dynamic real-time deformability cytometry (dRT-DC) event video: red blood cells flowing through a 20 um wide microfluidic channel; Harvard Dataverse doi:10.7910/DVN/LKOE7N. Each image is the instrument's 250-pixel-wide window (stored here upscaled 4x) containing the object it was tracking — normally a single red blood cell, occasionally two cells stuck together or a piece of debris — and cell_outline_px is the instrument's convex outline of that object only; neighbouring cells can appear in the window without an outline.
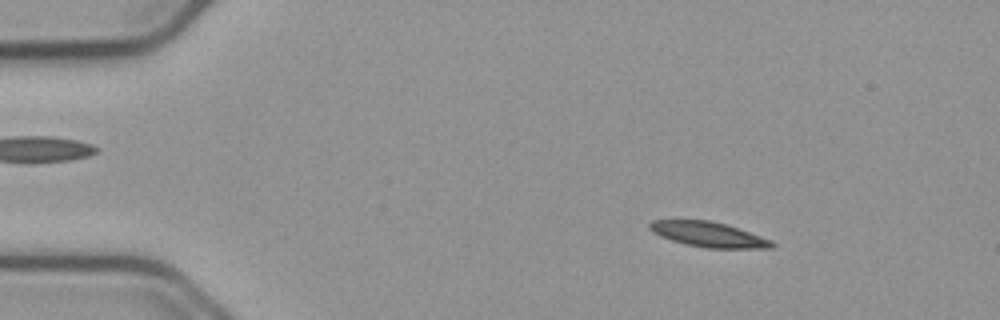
{"species": "common noctule bat (a hibernating species)", "species_latin": "Nyctalus noctula", "temperature_condition": "cold", "stored_images_in_passage": 55, "camera_frame_rate_fps": 3000, "um_per_image_px": 0.085, "animal": {"sex": "male", "body_mass_g": 23.1, "forearm_length_mm": 52.7}, "frame": {"image": 1, "passage_image": 8, "time_ms": 2.333, "image_size_px": [1000, 320], "cell_outline_px": [[776, 248], [704, 248], [684, 244], [660, 236], [652, 232], [648, 228], [648, 224], [652, 220], [708, 220], [724, 224], [772, 240], [776, 244]], "centroid_in_image_um": [60.2, 19.94], "position_along_channel_um": 24.8, "area_um2": 17.8}}
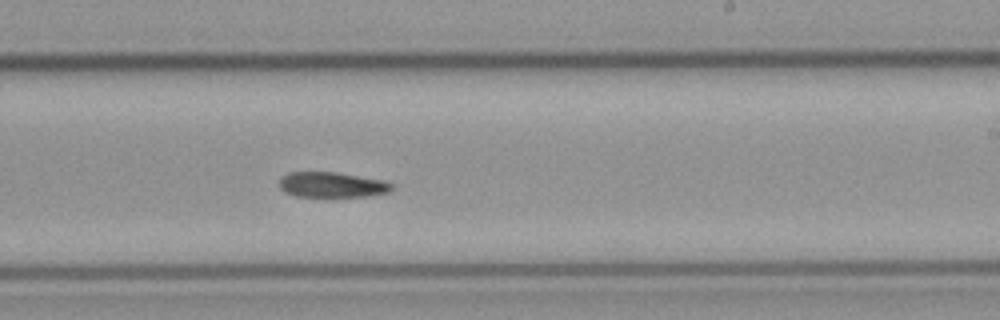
{"frame": {"image": 2, "passage_image": 33, "time_ms": 10.667, "image_size_px": [1000, 320], "cell_outline_px": [[396, 188], [392, 192], [368, 196], [296, 196], [284, 192], [280, 188], [280, 176], [288, 172], [336, 172], [384, 180], [396, 184]], "centroid_in_image_um": [28.29, 15.7], "position_along_channel_um": 260.7, "area_um2": 16.88}}
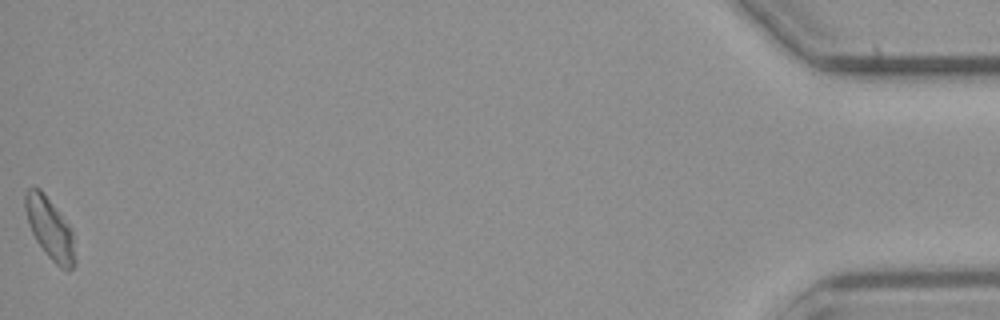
{"frame": {"image": 3, "passage_image": 55, "time_ms": 18.0, "image_size_px": [1000, 320], "cell_outline_px": [[76, 264], [68, 272], [60, 268], [48, 256], [36, 240], [28, 224], [24, 208], [24, 192], [28, 188], [40, 188], [44, 192], [72, 228], [76, 260]], "centroid_in_image_um": [4.25, 19.43], "position_along_channel_um": 430.9, "area_um2": 18.15}}